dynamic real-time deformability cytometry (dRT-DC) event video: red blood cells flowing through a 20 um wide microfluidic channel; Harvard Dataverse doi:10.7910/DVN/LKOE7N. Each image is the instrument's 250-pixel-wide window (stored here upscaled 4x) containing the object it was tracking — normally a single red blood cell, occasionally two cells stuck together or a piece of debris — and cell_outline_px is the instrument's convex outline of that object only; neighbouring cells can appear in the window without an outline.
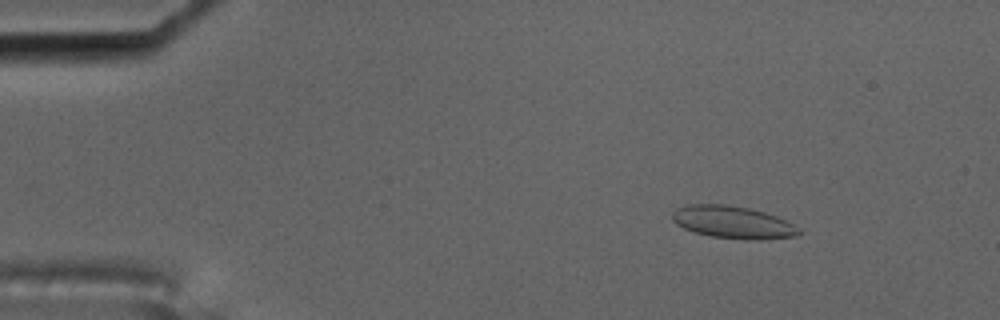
{"species": "common noctule bat (a hibernating species)", "species_latin": "Nyctalus noctula", "temperature_condition": "cold", "stored_images_in_passage": 8, "camera_frame_rate_fps": 3000, "um_per_image_px": 0.085, "animal": {"sex": "male", "body_mass_g": 17.5, "forearm_length_mm": 52.3}, "frame": {"image": 1, "passage_image": 2, "time_ms": 0.333, "image_size_px": [1000, 320], "cell_outline_px": [[800, 232], [796, 236], [760, 240], [744, 240], [712, 236], [696, 232], [684, 228], [676, 224], [672, 220], [672, 212], [676, 208], [688, 204], [724, 204], [748, 208], [764, 212], [776, 216], [800, 228]], "centroid_in_image_um": [62.27, 18.89], "position_along_channel_um": 22.7, "area_um2": 23.87}}